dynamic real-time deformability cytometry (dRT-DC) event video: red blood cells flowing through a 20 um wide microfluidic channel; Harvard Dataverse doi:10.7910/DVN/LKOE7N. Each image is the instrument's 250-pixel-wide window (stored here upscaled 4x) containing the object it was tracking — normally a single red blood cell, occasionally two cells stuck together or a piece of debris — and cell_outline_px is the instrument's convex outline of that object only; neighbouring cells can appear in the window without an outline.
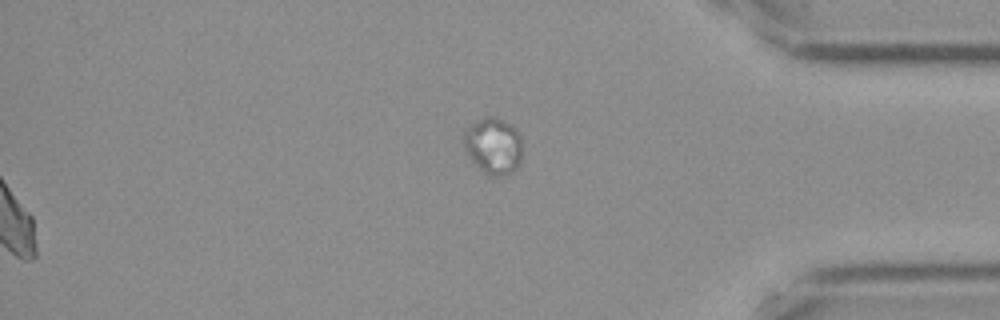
{"species": "Egyptian fruit bat (a non-hibernating species)", "species_latin": "Rousettus aegyptiacus", "temperature_condition": "cold", "stored_images_in_passage": 51, "segment_of_instrument_passage": [2, 2], "camera_frame_rate_fps": 3000, "um_per_image_px": 0.085, "frame": {"image": 1, "passage_image": 51, "time_ms": 16.667, "image_size_px": [1000, 320], "cell_outline_px": [[524, 148], [520, 160], [516, 168], [512, 172], [504, 176], [492, 176], [484, 172], [480, 168], [468, 152], [464, 144], [464, 132], [472, 124], [484, 116], [492, 116], [504, 120], [512, 124], [520, 132]], "centroid_in_image_um": [42.02, 12.37], "position_along_channel_um": 393.2, "area_um2": 19.31}}